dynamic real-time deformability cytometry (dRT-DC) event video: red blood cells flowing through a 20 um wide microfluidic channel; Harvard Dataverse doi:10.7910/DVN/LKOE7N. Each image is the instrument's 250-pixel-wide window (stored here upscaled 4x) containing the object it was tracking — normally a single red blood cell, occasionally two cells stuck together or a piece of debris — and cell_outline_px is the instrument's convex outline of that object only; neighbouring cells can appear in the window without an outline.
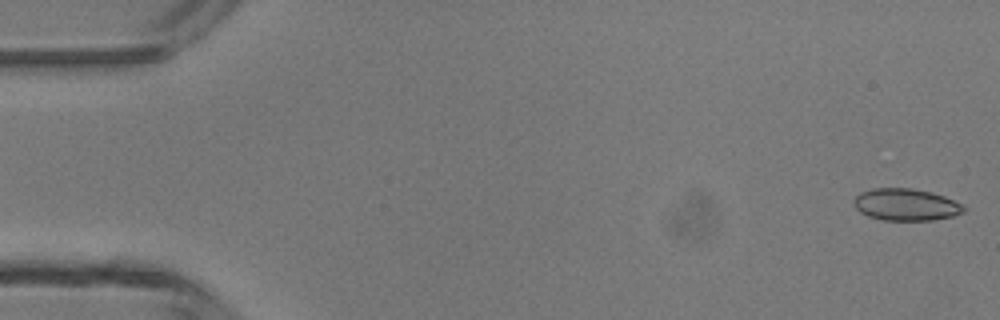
{"species": "common noctule bat (a hibernating species)", "species_latin": "Nyctalus noctula", "temperature_condition": "room temperature", "stored_images_in_passage": 6, "camera_frame_rate_fps": 3000, "um_per_image_px": 0.085, "animal": {"sex": "male", "body_mass_g": 13.3}, "frame": {"image": 1, "passage_image": 1, "time_ms": 0.0, "image_size_px": [1000, 320], "cell_outline_px": [[968, 208], [964, 212], [952, 216], [932, 220], [884, 220], [868, 216], [860, 212], [852, 204], [852, 200], [860, 192], [872, 188], [912, 188], [932, 192], [944, 196], [964, 204]], "centroid_in_image_um": [77.01, 17.38], "position_along_channel_um": 8.0, "area_um2": 20.75}}
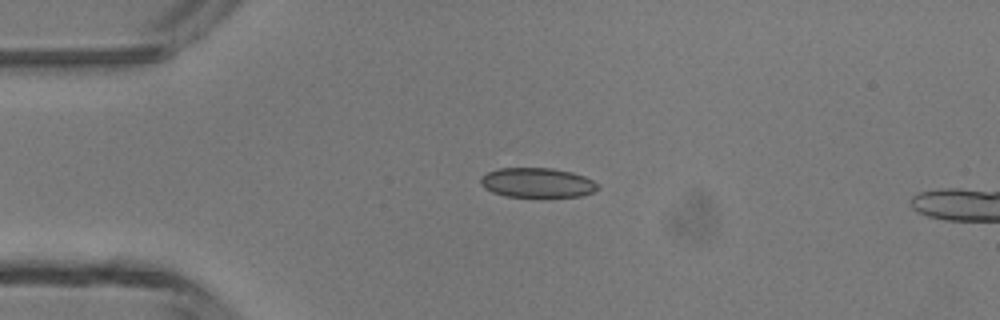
{"frame": {"image": 2, "passage_image": 4, "time_ms": 3.333, "image_size_px": [1000, 320], "cell_outline_px": [[600, 188], [592, 192], [580, 196], [504, 196], [492, 192], [484, 188], [480, 184], [480, 176], [488, 172], [500, 168], [552, 168], [572, 172], [584, 176], [600, 184]], "centroid_in_image_um": [45.66, 15.52], "position_along_channel_um": 39.3, "area_um2": 20.23}}
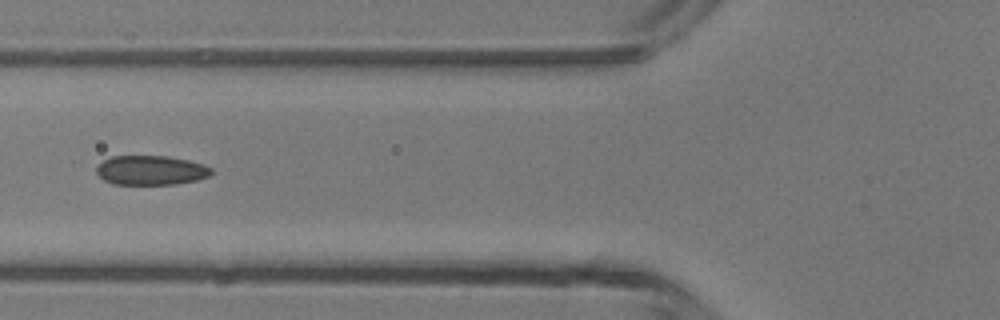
{"frame": {"image": 3, "passage_image": 6, "time_ms": 5.667, "image_size_px": [1000, 320], "cell_outline_px": [[212, 172], [208, 176], [196, 180], [176, 184], [112, 184], [104, 180], [96, 172], [96, 168], [104, 160], [112, 156], [168, 156], [188, 160], [204, 164], [212, 168]], "centroid_in_image_um": [12.83, 14.47], "position_along_channel_um": 113.0, "area_um2": 19.65}}